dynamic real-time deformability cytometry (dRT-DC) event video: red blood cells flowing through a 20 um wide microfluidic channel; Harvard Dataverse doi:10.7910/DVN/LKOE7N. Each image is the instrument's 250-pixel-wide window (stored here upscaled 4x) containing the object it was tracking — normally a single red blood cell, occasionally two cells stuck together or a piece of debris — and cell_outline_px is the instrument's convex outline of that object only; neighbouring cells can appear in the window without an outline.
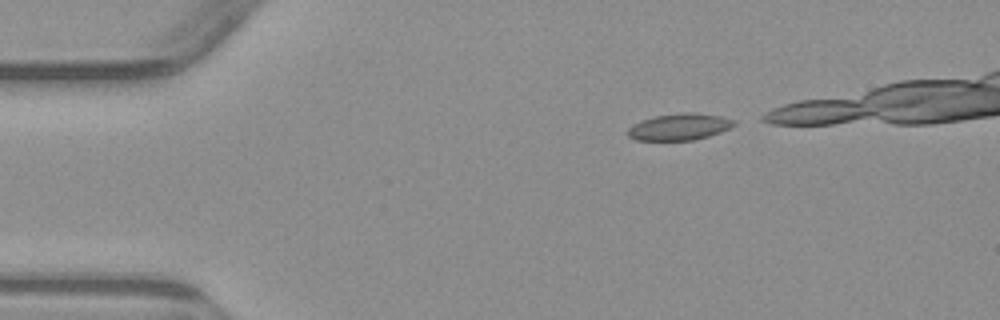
{"species": "common noctule bat (a hibernating species)", "species_latin": "Nyctalus noctula", "temperature_condition": "warm", "stored_images_in_passage": 5, "camera_frame_rate_fps": 3000, "um_per_image_px": 0.085, "animal": {"sex": "male", "body_mass_g": 23.1, "forearm_length_mm": 52.7}, "frame": {"image": 1, "passage_image": 1, "time_ms": 0.0, "image_size_px": [1000, 320], "cell_outline_px": [[736, 124], [720, 132], [708, 136], [692, 140], [636, 140], [628, 136], [628, 128], [632, 124], [640, 120], [656, 116], [680, 112], [696, 112], [720, 116], [736, 120]], "centroid_in_image_um": [57.74, 10.77], "position_along_channel_um": 27.3, "area_um2": 16.53}}
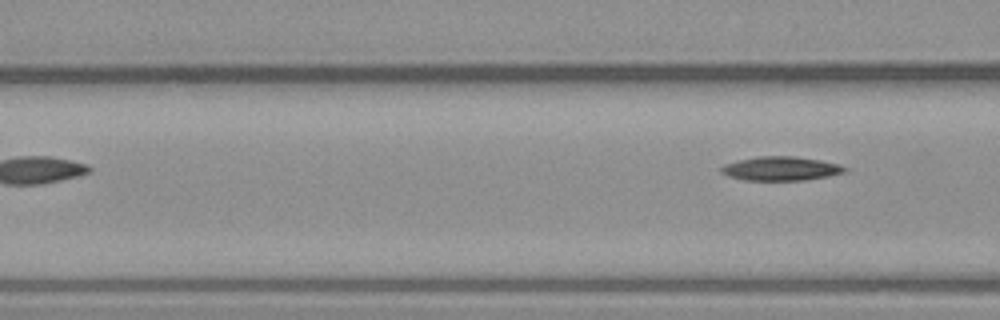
{"frame": {"image": 2, "passage_image": 5, "time_ms": 5.0, "image_size_px": [1000, 320], "cell_outline_px": [[848, 168], [844, 172], [828, 176], [804, 180], [744, 180], [728, 176], [720, 172], [720, 168], [724, 164], [740, 160], [760, 156], [792, 156], [820, 160], [840, 164]], "centroid_in_image_um": [66.37, 14.33], "position_along_channel_um": 100.2, "area_um2": 17.17}}